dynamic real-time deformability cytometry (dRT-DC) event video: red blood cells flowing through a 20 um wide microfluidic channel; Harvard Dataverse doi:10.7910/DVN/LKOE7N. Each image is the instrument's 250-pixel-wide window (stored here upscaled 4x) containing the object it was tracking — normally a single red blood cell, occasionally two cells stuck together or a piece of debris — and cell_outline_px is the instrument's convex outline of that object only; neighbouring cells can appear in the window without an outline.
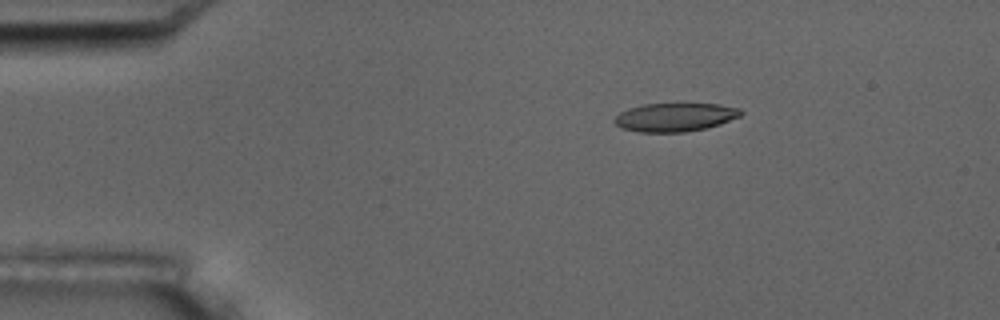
{"species": "common noctule bat (a hibernating species)", "species_latin": "Nyctalus noctula", "temperature_condition": "room temperature", "stored_images_in_passage": 5, "camera_frame_rate_fps": 3000, "um_per_image_px": 0.085, "animal": {"sex": "male", "body_mass_g": 17.5, "forearm_length_mm": 52.3}, "frame": {"image": 1, "passage_image": 3, "time_ms": 3.0, "image_size_px": [1000, 320], "cell_outline_px": [[744, 112], [740, 116], [720, 124], [704, 128], [684, 132], [640, 132], [624, 128], [616, 124], [612, 120], [620, 112], [628, 108], [644, 104], [720, 104], [740, 108]], "centroid_in_image_um": [57.39, 9.95], "position_along_channel_um": 27.6, "area_um2": 20.87}}
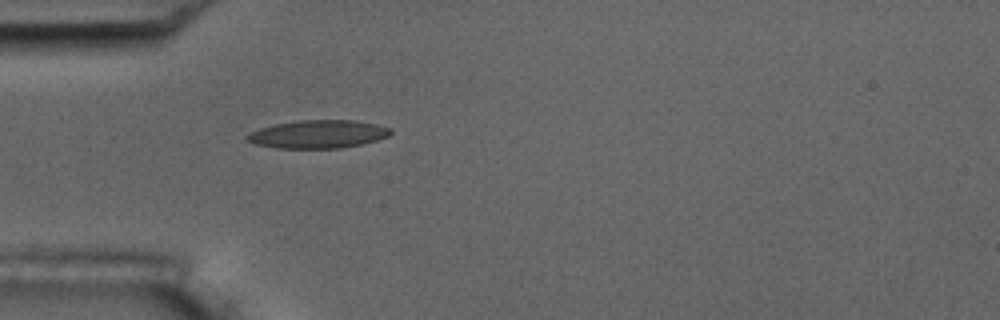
{"frame": {"image": 2, "passage_image": 5, "time_ms": 5.333, "image_size_px": [1000, 320], "cell_outline_px": [[392, 132], [388, 136], [376, 140], [360, 144], [340, 148], [276, 148], [252, 144], [244, 136], [260, 128], [276, 124], [300, 120], [352, 120], [376, 124], [392, 128]], "centroid_in_image_um": [27.02, 11.4], "position_along_channel_um": 58.0, "area_um2": 23.41}}